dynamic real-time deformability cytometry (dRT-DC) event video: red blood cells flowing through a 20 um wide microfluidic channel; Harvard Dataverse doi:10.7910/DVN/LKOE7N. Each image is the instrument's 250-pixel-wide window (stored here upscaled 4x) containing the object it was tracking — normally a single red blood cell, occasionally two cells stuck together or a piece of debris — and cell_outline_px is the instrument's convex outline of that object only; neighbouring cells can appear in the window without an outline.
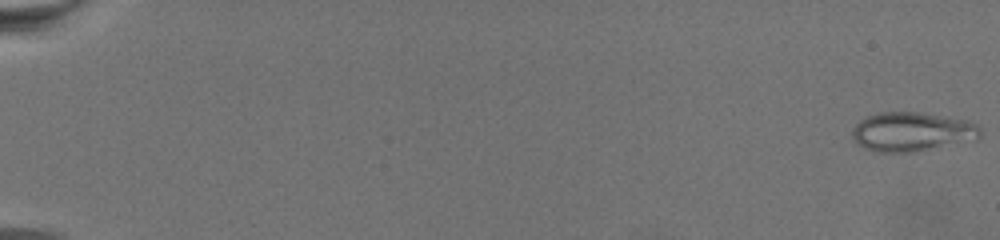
{"species": "common noctule bat (a hibernating species)", "species_latin": "Nyctalus noctula", "temperature_condition": "warm", "stored_images_in_passage": 72, "camera_frame_rate_fps": 3000, "um_per_image_px": 0.085, "animal": {"sex": "female", "body_mass_g": 19.5, "forearm_length_mm": 54.1}, "frame": {"image": 1, "passage_image": 1, "time_ms": 0.0, "image_size_px": [1000, 240], "cell_outline_px": [[980, 136], [976, 140], [912, 152], [876, 152], [864, 148], [856, 144], [852, 140], [852, 128], [860, 120], [868, 116], [880, 112], [916, 112], [968, 120], [976, 124], [980, 128]], "centroid_in_image_um": [77.49, 11.21], "position_along_channel_um": 7.5, "area_um2": 29.3}}
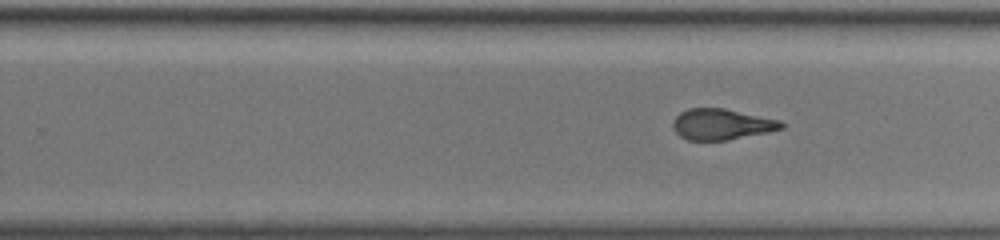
{"frame": {"image": 2, "passage_image": 48, "time_ms": 15.667, "image_size_px": [1000, 240], "cell_outline_px": [[784, 128], [768, 132], [728, 140], [688, 140], [680, 136], [672, 128], [672, 120], [680, 112], [688, 108], [724, 108], [780, 120], [784, 124]], "centroid_in_image_um": [61.31, 10.56], "position_along_channel_um": 268.5, "area_um2": 19.59}}
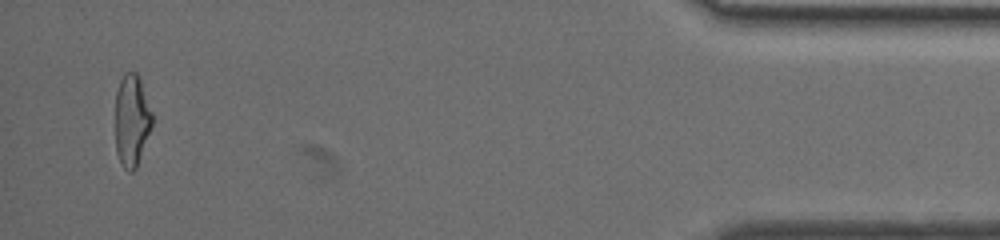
{"frame": {"image": 3, "passage_image": 70, "time_ms": 23.0, "image_size_px": [1000, 240], "cell_outline_px": [[152, 124], [136, 168], [132, 172], [128, 172], [124, 168], [116, 152], [116, 92], [120, 80], [124, 72], [136, 72], [140, 76], [152, 112]], "centroid_in_image_um": [11.2, 10.19], "position_along_channel_um": 424.0, "area_um2": 19.71}}